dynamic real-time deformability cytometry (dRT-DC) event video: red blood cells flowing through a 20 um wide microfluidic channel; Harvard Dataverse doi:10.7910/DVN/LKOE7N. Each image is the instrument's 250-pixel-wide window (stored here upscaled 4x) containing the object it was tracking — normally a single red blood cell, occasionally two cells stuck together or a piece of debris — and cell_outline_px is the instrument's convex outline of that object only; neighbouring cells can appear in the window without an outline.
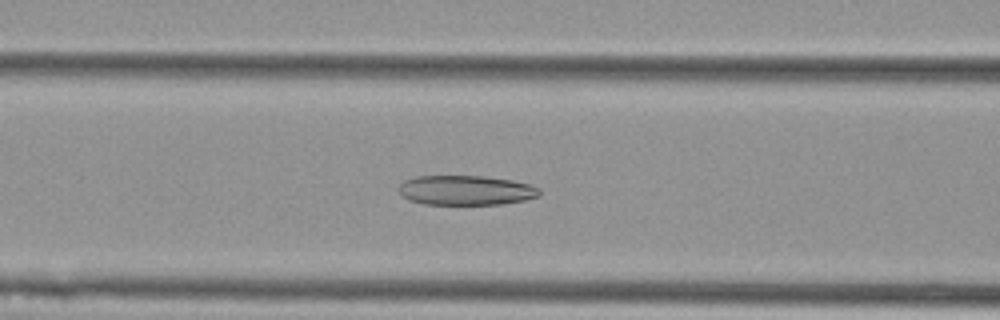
{"species": "Egyptian fruit bat (a non-hibernating species)", "species_latin": "Rousettus aegyptiacus", "temperature_condition": "cold", "stored_images_in_passage": 39, "camera_frame_rate_fps": 3000, "um_per_image_px": 0.085, "animal": {"sex": "female"}, "frame": {"image": 1, "passage_image": 6, "time_ms": 1.667, "image_size_px": [1000, 320], "cell_outline_px": [[540, 196], [524, 200], [500, 204], [424, 204], [408, 200], [400, 196], [400, 184], [404, 180], [416, 176], [484, 176], [512, 180], [532, 184], [540, 188]], "centroid_in_image_um": [39.61, 16.17], "position_along_channel_um": 127.0, "area_um2": 24.51}}
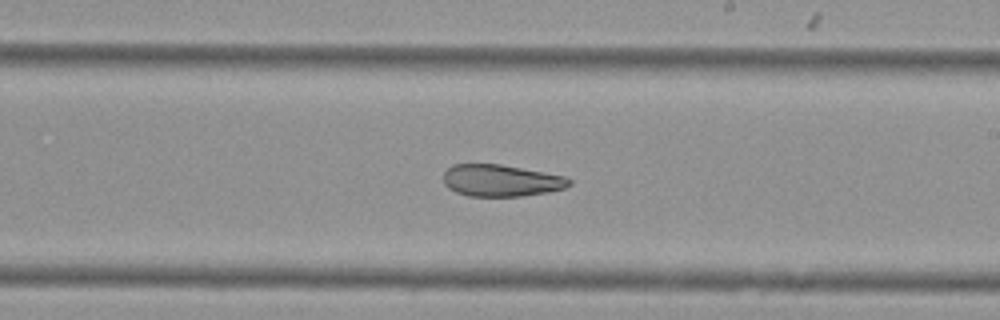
{"frame": {"image": 2, "passage_image": 16, "time_ms": 5.0, "image_size_px": [1000, 320], "cell_outline_px": [[572, 184], [564, 188], [548, 192], [520, 196], [468, 196], [456, 192], [448, 188], [444, 184], [444, 172], [452, 164], [500, 164], [568, 176], [572, 180]], "centroid_in_image_um": [42.62, 15.34], "position_along_channel_um": 246.4, "area_um2": 23.52}}
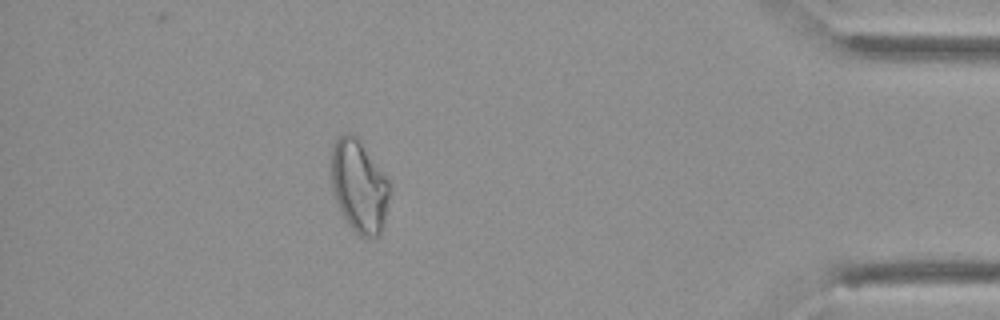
{"frame": {"image": 3, "passage_image": 33, "time_ms": 10.667, "image_size_px": [1000, 320], "cell_outline_px": [[388, 196], [384, 220], [380, 236], [360, 236], [352, 232], [340, 212], [332, 192], [332, 144], [344, 132], [348, 132], [356, 136], [388, 180]], "centroid_in_image_um": [30.48, 15.86], "position_along_channel_um": 404.7, "area_um2": 31.1}, "authors_computed_cell_mechanics": {"area_um2": 25.9522, "velocity_mm_per_s": 3.5976, "shape_relaxation_time_tau1_ms": null, "shape_relaxation_time_tau2_ms": 4.2139, "deformation_change_tau1": null, "deformation_change_tau2": 0.1153}}